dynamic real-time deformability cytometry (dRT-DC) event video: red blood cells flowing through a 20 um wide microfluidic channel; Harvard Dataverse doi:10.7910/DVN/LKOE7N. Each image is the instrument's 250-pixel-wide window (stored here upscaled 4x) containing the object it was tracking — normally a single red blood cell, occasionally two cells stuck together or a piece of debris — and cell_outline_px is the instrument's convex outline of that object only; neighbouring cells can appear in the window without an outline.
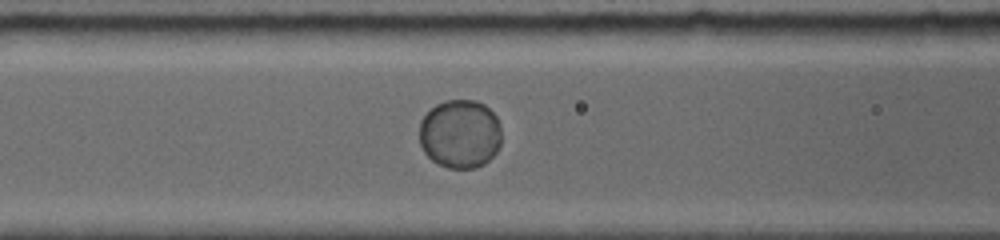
{"species": "common noctule bat (a hibernating species)", "species_latin": "Nyctalus noctula", "temperature_condition": "room temperature", "stored_images_in_passage": 29, "camera_frame_rate_fps": 5000, "um_per_image_px": 0.085, "animal": {"sex": "female", "body_mass_g": 19.0, "forearm_length_mm": 56.7}, "frame": {"image": 1, "passage_image": 8, "time_ms": 2.8, "image_size_px": [1000, 240], "cell_outline_px": [[500, 144], [496, 152], [484, 164], [476, 168], [448, 168], [432, 160], [424, 152], [420, 144], [420, 120], [436, 104], [444, 100], [476, 100], [484, 104], [496, 116], [500, 124]], "centroid_in_image_um": [39.1, 11.37], "position_along_channel_um": 127.5, "area_um2": 32.95}}
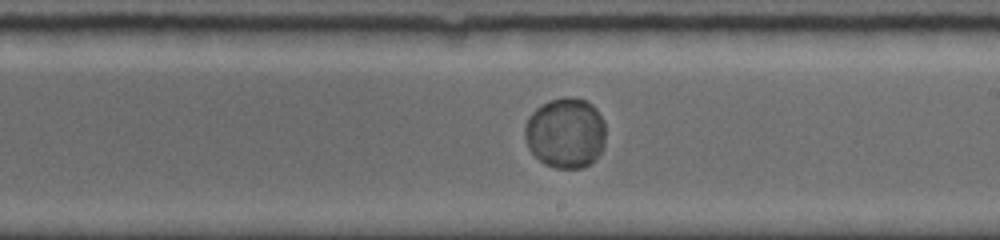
{"frame": {"image": 2, "passage_image": 16, "time_ms": 5.8, "image_size_px": [1000, 240], "cell_outline_px": [[604, 148], [592, 164], [580, 168], [556, 168], [544, 164], [528, 148], [524, 136], [524, 128], [528, 116], [536, 108], [548, 100], [564, 96], [568, 96], [584, 100], [592, 104], [596, 108], [604, 120]], "centroid_in_image_um": [48.07, 11.29], "position_along_channel_um": 240.9, "area_um2": 33.58}}
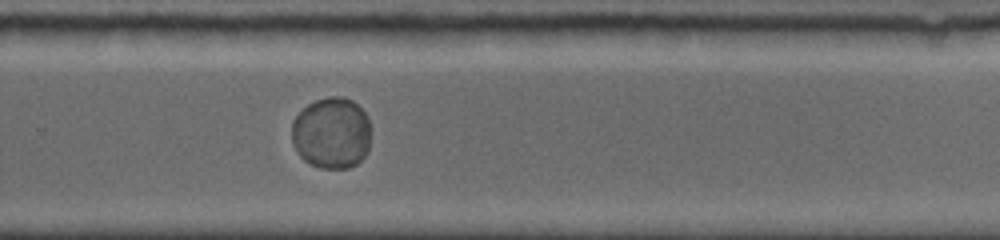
{"frame": {"image": 3, "passage_image": 20, "time_ms": 7.4, "image_size_px": [1000, 240], "cell_outline_px": [[368, 152], [356, 164], [348, 168], [320, 168], [304, 160], [300, 156], [292, 144], [292, 120], [308, 104], [316, 100], [332, 96], [344, 96], [352, 100], [364, 112], [368, 120]], "centroid_in_image_um": [28.15, 11.31], "position_along_channel_um": 301.6, "area_um2": 32.77}}